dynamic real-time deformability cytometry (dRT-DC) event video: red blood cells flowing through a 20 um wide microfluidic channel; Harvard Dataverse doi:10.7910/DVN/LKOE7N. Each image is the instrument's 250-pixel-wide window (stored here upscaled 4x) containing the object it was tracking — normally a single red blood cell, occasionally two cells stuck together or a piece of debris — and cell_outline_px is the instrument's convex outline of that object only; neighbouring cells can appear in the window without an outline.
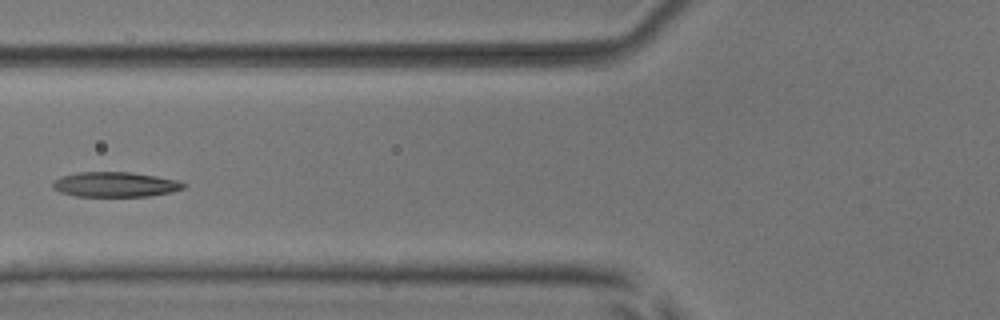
{"species": "common noctule bat (a hibernating species)", "species_latin": "Nyctalus noctula", "temperature_condition": "room temperature", "stored_images_in_passage": 7, "camera_frame_rate_fps": 3000, "um_per_image_px": 0.085, "animal": {"sex": "male", "body_mass_g": 17.9, "forearm_length_mm": 54.2}, "frame": {"image": 1, "passage_image": 6, "time_ms": 6.667, "image_size_px": [1000, 320], "cell_outline_px": [[184, 188], [172, 192], [148, 196], [76, 196], [60, 192], [52, 188], [52, 180], [60, 176], [80, 172], [132, 172], [156, 176], [176, 180], [184, 184]], "centroid_in_image_um": [9.73, 15.67], "position_along_channel_um": 116.1, "area_um2": 19.02}}
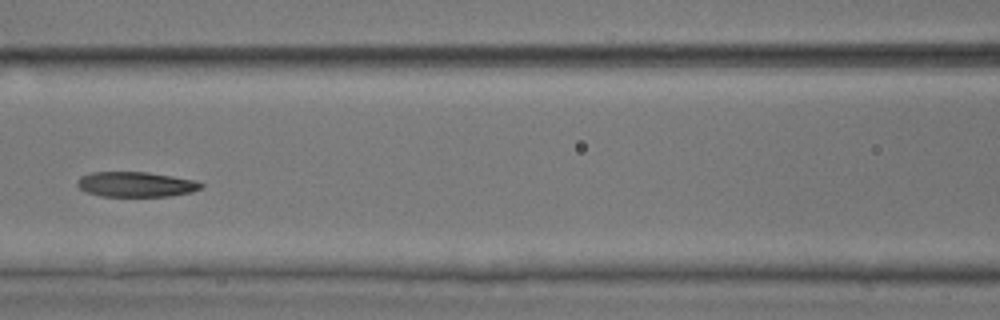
{"frame": {"image": 2, "passage_image": 7, "time_ms": 7.667, "image_size_px": [1000, 320], "cell_outline_px": [[204, 188], [192, 192], [168, 196], [100, 196], [84, 192], [76, 184], [80, 176], [92, 172], [148, 172], [196, 180], [204, 184]], "centroid_in_image_um": [11.56, 15.67], "position_along_channel_um": 155.0, "area_um2": 18.26}}